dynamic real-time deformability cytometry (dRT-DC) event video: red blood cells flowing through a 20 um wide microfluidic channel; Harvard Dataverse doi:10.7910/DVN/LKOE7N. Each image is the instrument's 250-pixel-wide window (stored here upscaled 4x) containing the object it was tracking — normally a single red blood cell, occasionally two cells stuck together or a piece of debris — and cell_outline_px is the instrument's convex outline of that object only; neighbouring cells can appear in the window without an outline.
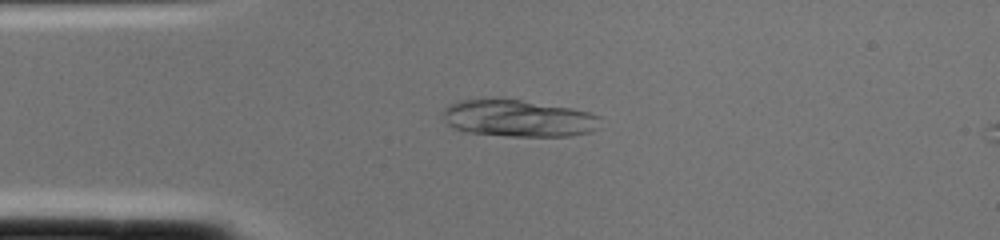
{"species": "common noctule bat (a hibernating species)", "species_latin": "Nyctalus noctula", "temperature_condition": "cold", "stored_images_in_passage": 4, "segment_of_instrument_passage": [1, 2], "camera_frame_rate_fps": 3000, "um_per_image_px": 0.085, "animal": {"sex": "female", "body_mass_g": 22.0, "forearm_length_mm": 56.7}, "frame": {"image": 1, "passage_image": 3, "time_ms": 0.667, "image_size_px": [1000, 240], "cell_outline_px": [[600, 128], [592, 132], [568, 136], [508, 136], [464, 132], [448, 124], [444, 120], [444, 108], [448, 104], [460, 100], [484, 96], [520, 100], [572, 108], [588, 112], [600, 116]], "centroid_in_image_um": [44.04, 10.03], "position_along_channel_um": 41.0, "area_um2": 34.56}}